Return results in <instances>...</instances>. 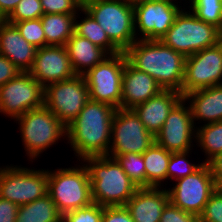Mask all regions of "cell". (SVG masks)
I'll use <instances>...</instances> for the list:
<instances>
[{"mask_svg":"<svg viewBox=\"0 0 222 222\" xmlns=\"http://www.w3.org/2000/svg\"><path fill=\"white\" fill-rule=\"evenodd\" d=\"M115 111L116 108L109 104L89 100L66 127L65 140L79 161L90 156L108 155Z\"/></svg>","mask_w":222,"mask_h":222,"instance_id":"cell-1","label":"cell"},{"mask_svg":"<svg viewBox=\"0 0 222 222\" xmlns=\"http://www.w3.org/2000/svg\"><path fill=\"white\" fill-rule=\"evenodd\" d=\"M127 61L163 88L181 93L186 57L160 40H136L125 52Z\"/></svg>","mask_w":222,"mask_h":222,"instance_id":"cell-2","label":"cell"},{"mask_svg":"<svg viewBox=\"0 0 222 222\" xmlns=\"http://www.w3.org/2000/svg\"><path fill=\"white\" fill-rule=\"evenodd\" d=\"M82 162L89 174L93 203L102 207L124 206L138 189L115 158L90 156Z\"/></svg>","mask_w":222,"mask_h":222,"instance_id":"cell-3","label":"cell"},{"mask_svg":"<svg viewBox=\"0 0 222 222\" xmlns=\"http://www.w3.org/2000/svg\"><path fill=\"white\" fill-rule=\"evenodd\" d=\"M14 121L18 122L22 146L31 162L67 138L66 126L45 105L25 112Z\"/></svg>","mask_w":222,"mask_h":222,"instance_id":"cell-4","label":"cell"},{"mask_svg":"<svg viewBox=\"0 0 222 222\" xmlns=\"http://www.w3.org/2000/svg\"><path fill=\"white\" fill-rule=\"evenodd\" d=\"M183 8L175 22L160 41L185 57L222 41V32L215 26L199 20L188 8Z\"/></svg>","mask_w":222,"mask_h":222,"instance_id":"cell-5","label":"cell"},{"mask_svg":"<svg viewBox=\"0 0 222 222\" xmlns=\"http://www.w3.org/2000/svg\"><path fill=\"white\" fill-rule=\"evenodd\" d=\"M79 164L81 165L48 169V194L63 216L93 203L87 168L84 162Z\"/></svg>","mask_w":222,"mask_h":222,"instance_id":"cell-6","label":"cell"},{"mask_svg":"<svg viewBox=\"0 0 222 222\" xmlns=\"http://www.w3.org/2000/svg\"><path fill=\"white\" fill-rule=\"evenodd\" d=\"M106 32L109 40L125 52L137 39L134 8L127 0H99L82 7Z\"/></svg>","mask_w":222,"mask_h":222,"instance_id":"cell-7","label":"cell"},{"mask_svg":"<svg viewBox=\"0 0 222 222\" xmlns=\"http://www.w3.org/2000/svg\"><path fill=\"white\" fill-rule=\"evenodd\" d=\"M48 194V169L24 166H0V197L18 206Z\"/></svg>","mask_w":222,"mask_h":222,"instance_id":"cell-8","label":"cell"},{"mask_svg":"<svg viewBox=\"0 0 222 222\" xmlns=\"http://www.w3.org/2000/svg\"><path fill=\"white\" fill-rule=\"evenodd\" d=\"M126 61L124 52L109 55L83 75L90 100L121 108L122 76Z\"/></svg>","mask_w":222,"mask_h":222,"instance_id":"cell-9","label":"cell"},{"mask_svg":"<svg viewBox=\"0 0 222 222\" xmlns=\"http://www.w3.org/2000/svg\"><path fill=\"white\" fill-rule=\"evenodd\" d=\"M154 142L155 136L145 128L133 109H116L108 156L115 158L127 153L143 154Z\"/></svg>","mask_w":222,"mask_h":222,"instance_id":"cell-10","label":"cell"},{"mask_svg":"<svg viewBox=\"0 0 222 222\" xmlns=\"http://www.w3.org/2000/svg\"><path fill=\"white\" fill-rule=\"evenodd\" d=\"M90 100L83 75L49 84L44 88V105L67 127Z\"/></svg>","mask_w":222,"mask_h":222,"instance_id":"cell-11","label":"cell"},{"mask_svg":"<svg viewBox=\"0 0 222 222\" xmlns=\"http://www.w3.org/2000/svg\"><path fill=\"white\" fill-rule=\"evenodd\" d=\"M174 183L173 187L167 189L169 202L198 217L212 193L218 188L206 163H202L195 172Z\"/></svg>","mask_w":222,"mask_h":222,"instance_id":"cell-12","label":"cell"},{"mask_svg":"<svg viewBox=\"0 0 222 222\" xmlns=\"http://www.w3.org/2000/svg\"><path fill=\"white\" fill-rule=\"evenodd\" d=\"M44 105V87L29 72H19L0 87V113L11 120Z\"/></svg>","mask_w":222,"mask_h":222,"instance_id":"cell-13","label":"cell"},{"mask_svg":"<svg viewBox=\"0 0 222 222\" xmlns=\"http://www.w3.org/2000/svg\"><path fill=\"white\" fill-rule=\"evenodd\" d=\"M178 3L181 1L161 0L133 6L136 39L160 40L184 7Z\"/></svg>","mask_w":222,"mask_h":222,"instance_id":"cell-14","label":"cell"},{"mask_svg":"<svg viewBox=\"0 0 222 222\" xmlns=\"http://www.w3.org/2000/svg\"><path fill=\"white\" fill-rule=\"evenodd\" d=\"M222 84V41L186 57L181 94Z\"/></svg>","mask_w":222,"mask_h":222,"instance_id":"cell-15","label":"cell"},{"mask_svg":"<svg viewBox=\"0 0 222 222\" xmlns=\"http://www.w3.org/2000/svg\"><path fill=\"white\" fill-rule=\"evenodd\" d=\"M184 98L172 109L161 130L155 135V142L171 153L187 152L196 146V127L191 108Z\"/></svg>","mask_w":222,"mask_h":222,"instance_id":"cell-16","label":"cell"},{"mask_svg":"<svg viewBox=\"0 0 222 222\" xmlns=\"http://www.w3.org/2000/svg\"><path fill=\"white\" fill-rule=\"evenodd\" d=\"M44 88L49 84L73 78L74 73L65 46L47 45L36 50L28 71Z\"/></svg>","mask_w":222,"mask_h":222,"instance_id":"cell-17","label":"cell"},{"mask_svg":"<svg viewBox=\"0 0 222 222\" xmlns=\"http://www.w3.org/2000/svg\"><path fill=\"white\" fill-rule=\"evenodd\" d=\"M163 88L146 72L139 71L128 61L122 76V109H134L159 94Z\"/></svg>","mask_w":222,"mask_h":222,"instance_id":"cell-18","label":"cell"},{"mask_svg":"<svg viewBox=\"0 0 222 222\" xmlns=\"http://www.w3.org/2000/svg\"><path fill=\"white\" fill-rule=\"evenodd\" d=\"M169 203L167 188H138L124 205L134 222H160L163 209Z\"/></svg>","mask_w":222,"mask_h":222,"instance_id":"cell-19","label":"cell"},{"mask_svg":"<svg viewBox=\"0 0 222 222\" xmlns=\"http://www.w3.org/2000/svg\"><path fill=\"white\" fill-rule=\"evenodd\" d=\"M37 48L21 36L14 24L0 23V54L7 57L21 72H28L34 63Z\"/></svg>","mask_w":222,"mask_h":222,"instance_id":"cell-20","label":"cell"},{"mask_svg":"<svg viewBox=\"0 0 222 222\" xmlns=\"http://www.w3.org/2000/svg\"><path fill=\"white\" fill-rule=\"evenodd\" d=\"M183 99L175 90H162L133 110L139 116L145 128L154 136L161 130L172 109Z\"/></svg>","mask_w":222,"mask_h":222,"instance_id":"cell-21","label":"cell"},{"mask_svg":"<svg viewBox=\"0 0 222 222\" xmlns=\"http://www.w3.org/2000/svg\"><path fill=\"white\" fill-rule=\"evenodd\" d=\"M183 98L189 103L195 127L199 122L205 125L222 121V84L189 92Z\"/></svg>","mask_w":222,"mask_h":222,"instance_id":"cell-22","label":"cell"},{"mask_svg":"<svg viewBox=\"0 0 222 222\" xmlns=\"http://www.w3.org/2000/svg\"><path fill=\"white\" fill-rule=\"evenodd\" d=\"M65 47L76 75H84L109 56L104 49L75 33L68 39Z\"/></svg>","mask_w":222,"mask_h":222,"instance_id":"cell-23","label":"cell"},{"mask_svg":"<svg viewBox=\"0 0 222 222\" xmlns=\"http://www.w3.org/2000/svg\"><path fill=\"white\" fill-rule=\"evenodd\" d=\"M142 155L146 171V188L163 187L164 181L168 182L167 168L171 152L154 142Z\"/></svg>","mask_w":222,"mask_h":222,"instance_id":"cell-24","label":"cell"},{"mask_svg":"<svg viewBox=\"0 0 222 222\" xmlns=\"http://www.w3.org/2000/svg\"><path fill=\"white\" fill-rule=\"evenodd\" d=\"M41 23L46 38V46H65L74 33L76 15L43 14Z\"/></svg>","mask_w":222,"mask_h":222,"instance_id":"cell-25","label":"cell"},{"mask_svg":"<svg viewBox=\"0 0 222 222\" xmlns=\"http://www.w3.org/2000/svg\"><path fill=\"white\" fill-rule=\"evenodd\" d=\"M15 222H63V215L50 195L46 194L33 202L19 206Z\"/></svg>","mask_w":222,"mask_h":222,"instance_id":"cell-26","label":"cell"},{"mask_svg":"<svg viewBox=\"0 0 222 222\" xmlns=\"http://www.w3.org/2000/svg\"><path fill=\"white\" fill-rule=\"evenodd\" d=\"M82 13L85 14V16L82 15L84 19H81L80 16ZM79 18L81 21L78 20ZM74 33L80 37L90 40L93 44L104 49L109 55L121 52L109 40L106 32L102 29L98 22L83 8H81L76 15Z\"/></svg>","mask_w":222,"mask_h":222,"instance_id":"cell-27","label":"cell"},{"mask_svg":"<svg viewBox=\"0 0 222 222\" xmlns=\"http://www.w3.org/2000/svg\"><path fill=\"white\" fill-rule=\"evenodd\" d=\"M195 143L205 154L206 159H203V163L207 164L216 155L221 154L222 121L197 126Z\"/></svg>","mask_w":222,"mask_h":222,"instance_id":"cell-28","label":"cell"},{"mask_svg":"<svg viewBox=\"0 0 222 222\" xmlns=\"http://www.w3.org/2000/svg\"><path fill=\"white\" fill-rule=\"evenodd\" d=\"M190 5L186 7H189L199 20L217 27L222 32V0H193Z\"/></svg>","mask_w":222,"mask_h":222,"instance_id":"cell-29","label":"cell"},{"mask_svg":"<svg viewBox=\"0 0 222 222\" xmlns=\"http://www.w3.org/2000/svg\"><path fill=\"white\" fill-rule=\"evenodd\" d=\"M115 159L138 188H146V171L142 154L127 153L116 156Z\"/></svg>","mask_w":222,"mask_h":222,"instance_id":"cell-30","label":"cell"},{"mask_svg":"<svg viewBox=\"0 0 222 222\" xmlns=\"http://www.w3.org/2000/svg\"><path fill=\"white\" fill-rule=\"evenodd\" d=\"M192 151L171 153L170 161L167 168V179L177 181L183 177L195 172L203 162L199 164L192 163L190 155ZM190 154V155H189ZM189 157V158H188ZM189 159V160H188Z\"/></svg>","mask_w":222,"mask_h":222,"instance_id":"cell-31","label":"cell"},{"mask_svg":"<svg viewBox=\"0 0 222 222\" xmlns=\"http://www.w3.org/2000/svg\"><path fill=\"white\" fill-rule=\"evenodd\" d=\"M21 36H23L27 42L36 47L37 49L46 46L45 33L41 23V18L34 20H25L13 23Z\"/></svg>","mask_w":222,"mask_h":222,"instance_id":"cell-32","label":"cell"},{"mask_svg":"<svg viewBox=\"0 0 222 222\" xmlns=\"http://www.w3.org/2000/svg\"><path fill=\"white\" fill-rule=\"evenodd\" d=\"M43 14L40 0H21L5 20L13 24L19 21L39 19Z\"/></svg>","mask_w":222,"mask_h":222,"instance_id":"cell-33","label":"cell"},{"mask_svg":"<svg viewBox=\"0 0 222 222\" xmlns=\"http://www.w3.org/2000/svg\"><path fill=\"white\" fill-rule=\"evenodd\" d=\"M103 207L92 203L83 208L69 211L63 216V222H101Z\"/></svg>","mask_w":222,"mask_h":222,"instance_id":"cell-34","label":"cell"},{"mask_svg":"<svg viewBox=\"0 0 222 222\" xmlns=\"http://www.w3.org/2000/svg\"><path fill=\"white\" fill-rule=\"evenodd\" d=\"M199 222H222V187H218L208 199Z\"/></svg>","mask_w":222,"mask_h":222,"instance_id":"cell-35","label":"cell"},{"mask_svg":"<svg viewBox=\"0 0 222 222\" xmlns=\"http://www.w3.org/2000/svg\"><path fill=\"white\" fill-rule=\"evenodd\" d=\"M44 14L77 15L82 8L78 0H40Z\"/></svg>","mask_w":222,"mask_h":222,"instance_id":"cell-36","label":"cell"},{"mask_svg":"<svg viewBox=\"0 0 222 222\" xmlns=\"http://www.w3.org/2000/svg\"><path fill=\"white\" fill-rule=\"evenodd\" d=\"M160 222H199V217L185 212L169 202L163 209Z\"/></svg>","mask_w":222,"mask_h":222,"instance_id":"cell-37","label":"cell"},{"mask_svg":"<svg viewBox=\"0 0 222 222\" xmlns=\"http://www.w3.org/2000/svg\"><path fill=\"white\" fill-rule=\"evenodd\" d=\"M101 222H134L125 206L103 207Z\"/></svg>","mask_w":222,"mask_h":222,"instance_id":"cell-38","label":"cell"},{"mask_svg":"<svg viewBox=\"0 0 222 222\" xmlns=\"http://www.w3.org/2000/svg\"><path fill=\"white\" fill-rule=\"evenodd\" d=\"M21 72L7 57L0 54V87Z\"/></svg>","mask_w":222,"mask_h":222,"instance_id":"cell-39","label":"cell"},{"mask_svg":"<svg viewBox=\"0 0 222 222\" xmlns=\"http://www.w3.org/2000/svg\"><path fill=\"white\" fill-rule=\"evenodd\" d=\"M19 206L0 197V222H15Z\"/></svg>","mask_w":222,"mask_h":222,"instance_id":"cell-40","label":"cell"},{"mask_svg":"<svg viewBox=\"0 0 222 222\" xmlns=\"http://www.w3.org/2000/svg\"><path fill=\"white\" fill-rule=\"evenodd\" d=\"M212 177L218 187H222V153L216 155L208 163Z\"/></svg>","mask_w":222,"mask_h":222,"instance_id":"cell-41","label":"cell"},{"mask_svg":"<svg viewBox=\"0 0 222 222\" xmlns=\"http://www.w3.org/2000/svg\"><path fill=\"white\" fill-rule=\"evenodd\" d=\"M21 0H0V16L5 20Z\"/></svg>","mask_w":222,"mask_h":222,"instance_id":"cell-42","label":"cell"},{"mask_svg":"<svg viewBox=\"0 0 222 222\" xmlns=\"http://www.w3.org/2000/svg\"><path fill=\"white\" fill-rule=\"evenodd\" d=\"M131 5L135 6L137 4H141L144 2H154V1H161V0H127Z\"/></svg>","mask_w":222,"mask_h":222,"instance_id":"cell-43","label":"cell"},{"mask_svg":"<svg viewBox=\"0 0 222 222\" xmlns=\"http://www.w3.org/2000/svg\"><path fill=\"white\" fill-rule=\"evenodd\" d=\"M95 1H99V0H81V6L83 7L85 4L90 3V2H95Z\"/></svg>","mask_w":222,"mask_h":222,"instance_id":"cell-44","label":"cell"},{"mask_svg":"<svg viewBox=\"0 0 222 222\" xmlns=\"http://www.w3.org/2000/svg\"><path fill=\"white\" fill-rule=\"evenodd\" d=\"M4 19L0 16V23L3 21Z\"/></svg>","mask_w":222,"mask_h":222,"instance_id":"cell-45","label":"cell"}]
</instances>
